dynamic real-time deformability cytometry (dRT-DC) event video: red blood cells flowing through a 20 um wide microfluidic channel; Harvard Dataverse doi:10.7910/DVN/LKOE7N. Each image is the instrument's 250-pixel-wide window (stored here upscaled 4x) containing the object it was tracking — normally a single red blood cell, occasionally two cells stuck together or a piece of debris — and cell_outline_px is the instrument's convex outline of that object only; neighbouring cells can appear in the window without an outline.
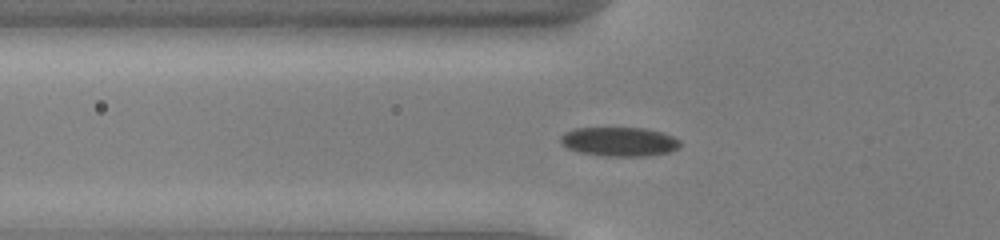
{"species": "common noctule bat (a hibernating species)", "species_latin": "Nyctalus noctula", "temperature_condition": "cold", "stored_images_in_passage": 43, "camera_frame_rate_fps": 3000, "um_per_image_px": 0.085, "animal": {"sex": "male", "body_mass_g": 13.0, "forearm_length_mm": 53.1}, "frame": {"image": 1, "passage_image": 9, "time_ms": 2.667, "image_size_px": [1000, 240], "cell_outline_px": [[680, 148], [668, 152], [648, 156], [604, 156], [580, 152], [568, 148], [560, 144], [560, 136], [564, 132], [576, 128], [644, 128], [664, 132], [680, 140]], "centroid_in_image_um": [52.64, 12.04], "position_along_channel_um": 73.2, "area_um2": 20.46}}
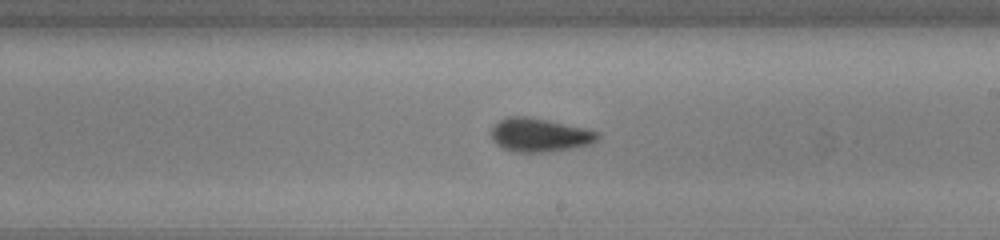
{"frame": {"image": 2, "passage_image": 22, "time_ms": 7.0, "image_size_px": [1000, 240], "cell_outline_px": [[600, 136], [592, 144], [572, 148], [548, 152], [516, 152], [504, 148], [496, 144], [492, 140], [492, 128], [500, 120], [508, 116], [524, 116], [548, 120], [584, 128], [600, 132]], "centroid_in_image_um": [45.89, 11.48], "position_along_channel_um": 243.1, "area_um2": 20.75}}
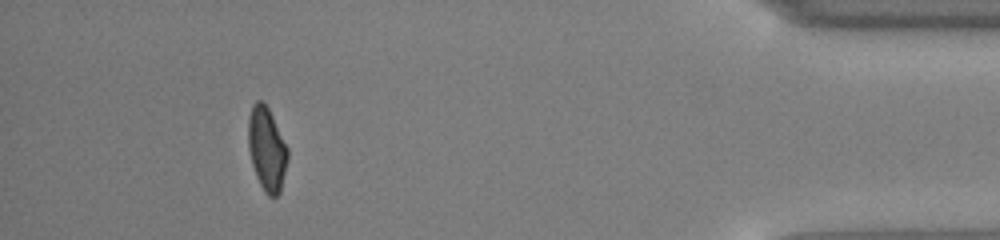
{"frame": {"image": 3, "passage_image": 39, "time_ms": 12.667, "image_size_px": [1000, 240], "cell_outline_px": [[288, 160], [280, 192], [276, 196], [268, 196], [264, 192], [256, 176], [252, 164], [248, 148], [248, 116], [252, 104], [256, 100], [264, 100], [288, 148]], "centroid_in_image_um": [22.66, 12.64], "position_along_channel_um": 412.5, "area_um2": 19.36}, "authors_computed_cell_mechanics": {"area_um2": 20.3456, "velocity_mm_per_s": 3.9358, "shape_relaxation_time_tau1_ms": 2.6759, "shape_relaxation_time_tau2_ms": 2.0427, "deformation_change_tau1": 0.0957, "deformation_change_tau2": 0.0657}}